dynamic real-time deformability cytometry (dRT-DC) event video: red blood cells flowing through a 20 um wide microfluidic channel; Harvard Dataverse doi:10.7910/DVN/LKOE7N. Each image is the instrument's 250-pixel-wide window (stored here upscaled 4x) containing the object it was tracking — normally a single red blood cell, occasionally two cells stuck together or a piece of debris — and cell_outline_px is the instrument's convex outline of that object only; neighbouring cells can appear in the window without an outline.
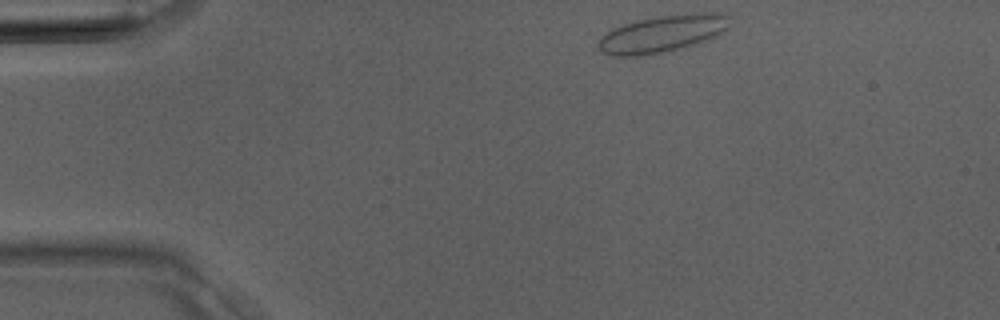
{"species": "Egyptian fruit bat (a non-hibernating species)", "species_latin": "Rousettus aegyptiacus", "temperature_condition": "room temperature", "stored_images_in_passage": 23, "camera_frame_rate_fps": 3000, "um_per_image_px": 0.085, "animal": {"sex": "male"}, "frame": {"image": 1, "passage_image": 1, "time_ms": 0.0, "image_size_px": [1000, 320], "cell_outline_px": [[728, 28], [716, 36], [708, 40], [696, 44], [680, 48], [640, 56], [612, 56], [600, 52], [596, 44], [612, 28], [624, 24], [640, 20], [660, 16], [692, 12], [716, 12], [728, 16]], "centroid_in_image_um": [56.3, 2.87], "position_along_channel_um": 28.7, "area_um2": 28.26}}